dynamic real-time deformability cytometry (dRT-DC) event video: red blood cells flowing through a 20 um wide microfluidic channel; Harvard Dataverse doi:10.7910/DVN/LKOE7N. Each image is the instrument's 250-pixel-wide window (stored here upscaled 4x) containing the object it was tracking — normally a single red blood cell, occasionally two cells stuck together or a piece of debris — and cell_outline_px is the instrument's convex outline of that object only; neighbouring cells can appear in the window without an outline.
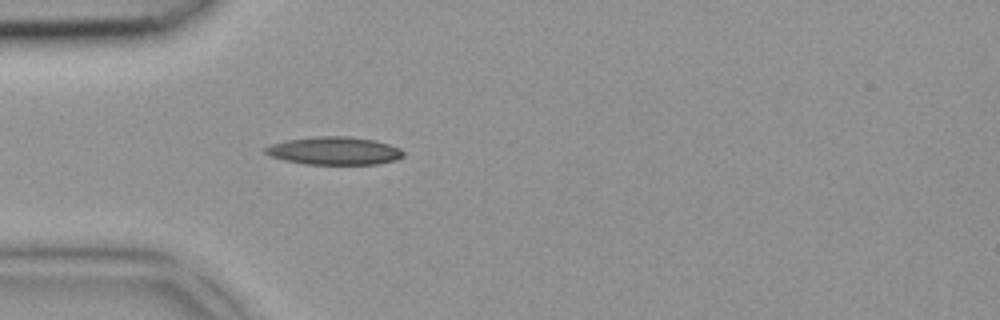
{"species": "common noctule bat (a hibernating species)", "species_latin": "Nyctalus noctula", "temperature_condition": "room temperature", "stored_images_in_passage": 3, "camera_frame_rate_fps": 3000, "um_per_image_px": 0.085, "animal": {"sex": "female", "body_mass_g": 18.4}, "frame": {"image": 1, "passage_image": 3, "time_ms": 0.667, "image_size_px": [1000, 320], "cell_outline_px": [[404, 156], [396, 160], [376, 164], [304, 164], [284, 160], [268, 156], [264, 152], [264, 148], [272, 144], [284, 140], [312, 136], [348, 136], [376, 140], [400, 148], [404, 152]], "centroid_in_image_um": [28.39, 12.81], "position_along_channel_um": 56.6, "area_um2": 22.72}}